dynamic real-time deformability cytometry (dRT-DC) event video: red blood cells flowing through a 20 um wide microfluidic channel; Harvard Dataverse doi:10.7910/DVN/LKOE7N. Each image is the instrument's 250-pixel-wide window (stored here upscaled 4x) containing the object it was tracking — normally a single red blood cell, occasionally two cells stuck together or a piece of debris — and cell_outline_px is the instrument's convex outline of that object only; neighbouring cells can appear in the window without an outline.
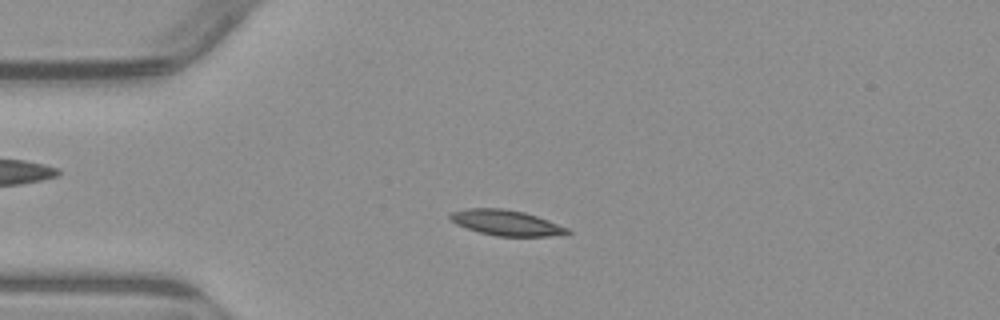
{"species": "common noctule bat (a hibernating species)", "species_latin": "Nyctalus noctula", "temperature_condition": "warm", "stored_images_in_passage": 5, "camera_frame_rate_fps": 3000, "um_per_image_px": 0.085, "animal": {"sex": "male", "body_mass_g": 23.1, "forearm_length_mm": 52.7}, "frame": {"image": 1, "passage_image": 3, "time_ms": 2.333, "image_size_px": [1000, 320], "cell_outline_px": [[572, 232], [552, 236], [496, 236], [480, 232], [456, 224], [448, 216], [452, 212], [464, 208], [504, 208], [524, 212], [548, 220], [568, 228]], "centroid_in_image_um": [43.02, 18.92], "position_along_channel_um": 42.0, "area_um2": 17.28}}
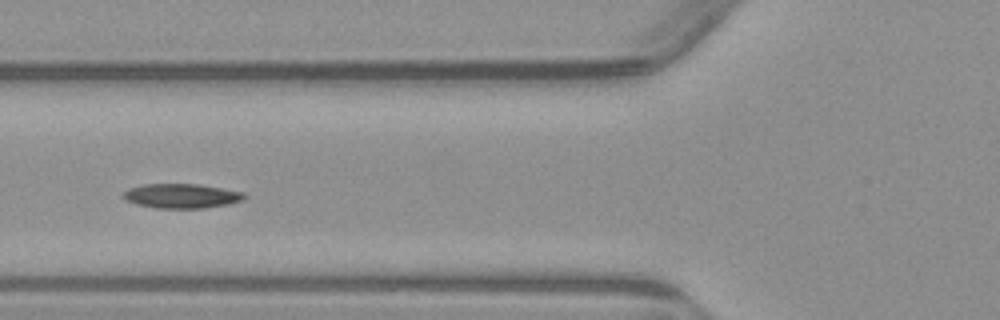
{"frame": {"image": 2, "passage_image": 5, "time_ms": 4.667, "image_size_px": [1000, 320], "cell_outline_px": [[248, 196], [244, 200], [228, 204], [204, 208], [156, 208], [136, 204], [128, 200], [124, 196], [124, 192], [128, 188], [144, 184], [196, 184], [244, 192]], "centroid_in_image_um": [15.47, 16.65], "position_along_channel_um": 110.3, "area_um2": 17.17}}